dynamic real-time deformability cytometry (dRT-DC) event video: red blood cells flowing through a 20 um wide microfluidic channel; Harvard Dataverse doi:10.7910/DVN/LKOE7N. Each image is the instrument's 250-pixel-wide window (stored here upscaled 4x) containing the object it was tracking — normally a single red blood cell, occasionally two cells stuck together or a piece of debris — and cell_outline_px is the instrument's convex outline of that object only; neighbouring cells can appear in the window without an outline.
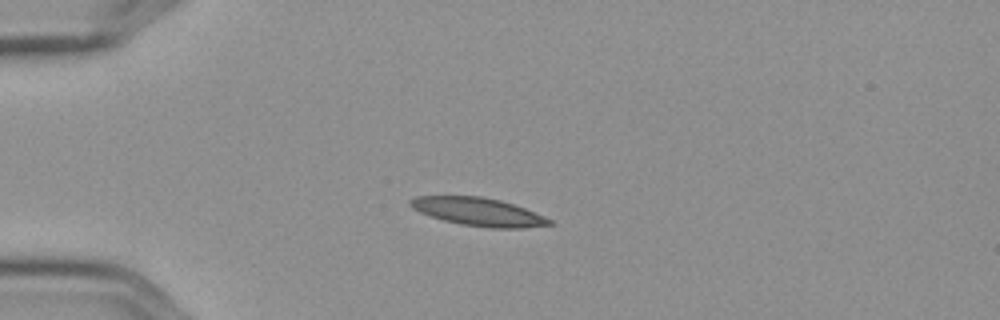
{"species": "Egyptian fruit bat (a non-hibernating species)", "species_latin": "Rousettus aegyptiacus", "temperature_condition": "cold", "stored_images_in_passage": 5, "camera_frame_rate_fps": 3000, "um_per_image_px": 0.085, "frame": {"image": 1, "passage_image": 4, "time_ms": 1.0, "image_size_px": [1000, 320], "cell_outline_px": [[552, 224], [524, 228], [488, 228], [460, 224], [444, 220], [420, 212], [412, 208], [408, 204], [408, 200], [416, 196], [480, 196], [500, 200], [524, 208], [552, 220]], "centroid_in_image_um": [40.62, 18.0], "position_along_channel_um": 44.4, "area_um2": 22.6}}